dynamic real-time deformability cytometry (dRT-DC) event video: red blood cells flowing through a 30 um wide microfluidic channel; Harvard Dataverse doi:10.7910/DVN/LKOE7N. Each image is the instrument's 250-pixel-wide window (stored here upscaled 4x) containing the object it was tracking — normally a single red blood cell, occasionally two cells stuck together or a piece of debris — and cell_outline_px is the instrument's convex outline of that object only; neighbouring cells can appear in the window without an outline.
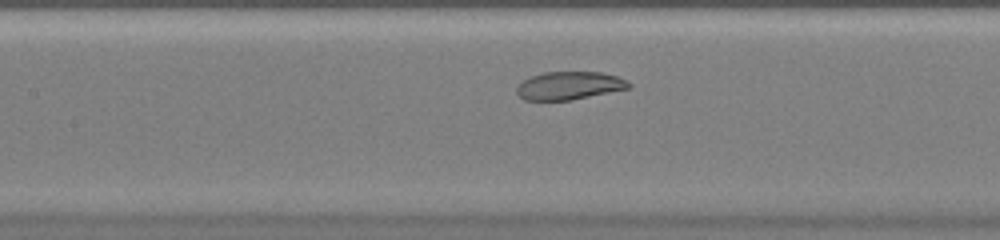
{"species": "common noctule bat (a hibernating species)", "species_latin": "Nyctalus noctula", "temperature_condition": "warm", "stored_images_in_passage": 29, "camera_frame_rate_fps": 3000, "um_per_image_px": 0.085, "animal": {"sex": "female", "body_mass_g": 20.0, "forearm_length_mm": 54.0}, "frame": {"image": 1, "passage_image": 11, "time_ms": 3.333, "image_size_px": [1000, 240], "cell_outline_px": [[632, 88], [568, 100], [524, 100], [516, 92], [516, 84], [532, 76], [544, 72], [600, 72], [616, 76], [632, 84]], "centroid_in_image_um": [48.37, 7.28], "position_along_channel_um": 159.0, "area_um2": 18.21}}
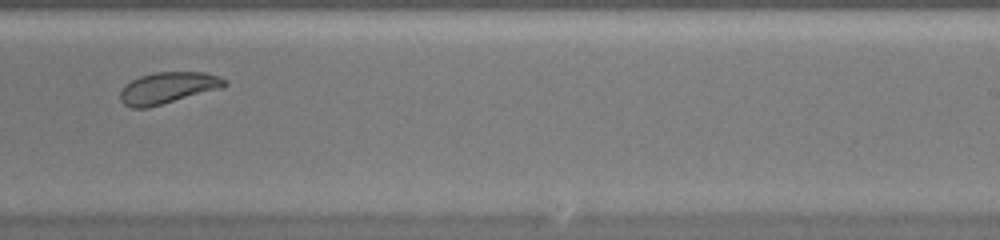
{"frame": {"image": 2, "passage_image": 19, "time_ms": 6.0, "image_size_px": [1000, 240], "cell_outline_px": [[228, 84], [224, 88], [148, 108], [132, 108], [124, 104], [120, 100], [120, 92], [124, 84], [140, 76], [156, 72], [204, 72], [220, 76]], "centroid_in_image_um": [14.28, 7.47], "position_along_channel_um": 274.7, "area_um2": 19.36}}
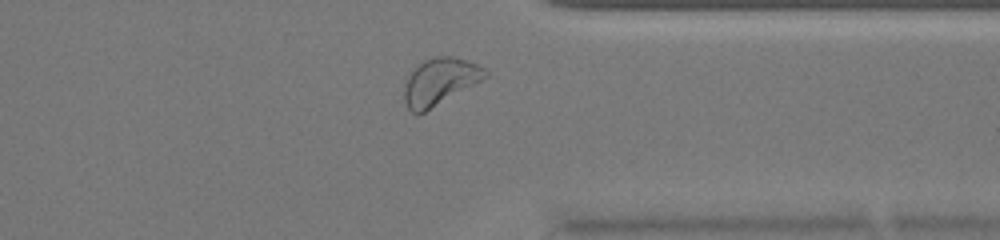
{"frame": {"image": 3, "passage_image": 26, "time_ms": 8.333, "image_size_px": [1000, 240], "cell_outline_px": [[488, 76], [424, 112], [416, 116], [408, 108], [404, 100], [404, 84], [408, 76], [424, 60], [436, 56], [452, 56], [468, 60], [484, 68], [488, 72]], "centroid_in_image_um": [37.36, 6.93], "position_along_channel_um": 374.0, "area_um2": 21.73}}